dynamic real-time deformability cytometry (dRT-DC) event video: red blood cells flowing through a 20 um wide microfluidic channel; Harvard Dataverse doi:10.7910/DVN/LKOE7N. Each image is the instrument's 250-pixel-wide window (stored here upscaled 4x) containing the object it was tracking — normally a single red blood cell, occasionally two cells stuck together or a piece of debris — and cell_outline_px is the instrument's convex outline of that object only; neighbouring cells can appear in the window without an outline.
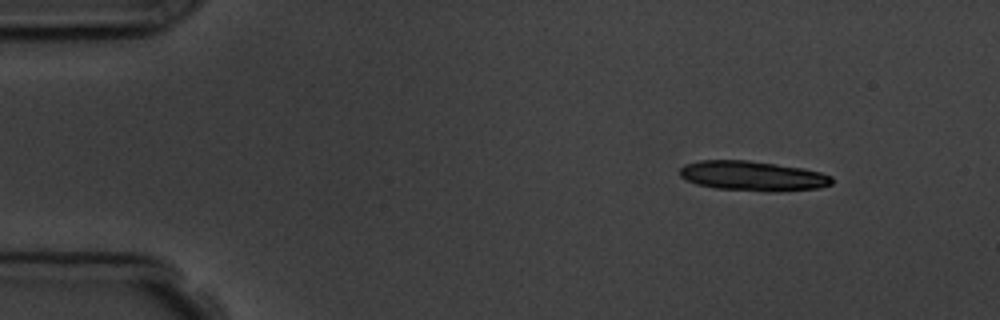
{"species": "common noctule bat (a hibernating species)", "species_latin": "Nyctalus noctula", "temperature_condition": "room temperature", "stored_images_in_passage": 4, "segment_of_instrument_passage": [1, 2], "camera_frame_rate_fps": 3000, "um_per_image_px": 0.085, "animal": {"sex": "male", "body_mass_g": 19.5, "forearm_length_mm": 54.6}, "frame": {"image": 1, "passage_image": 1, "time_ms": 0.0, "image_size_px": [1000, 320], "cell_outline_px": [[832, 184], [820, 188], [776, 192], [768, 192], [716, 188], [696, 184], [680, 176], [680, 168], [684, 164], [700, 160], [748, 160], [804, 168], [820, 172], [832, 176]], "centroid_in_image_um": [64.0, 14.96], "position_along_channel_um": 21.0, "area_um2": 26.59}}